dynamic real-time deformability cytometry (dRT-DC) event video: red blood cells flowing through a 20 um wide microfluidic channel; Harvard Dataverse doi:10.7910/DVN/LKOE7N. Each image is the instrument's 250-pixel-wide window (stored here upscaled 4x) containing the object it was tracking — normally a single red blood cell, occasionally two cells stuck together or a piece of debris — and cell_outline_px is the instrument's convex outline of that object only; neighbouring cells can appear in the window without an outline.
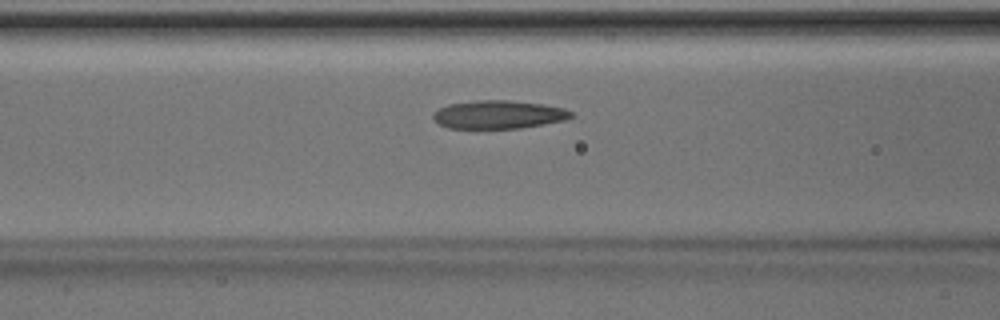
{"species": "Egyptian fruit bat (a non-hibernating species)", "species_latin": "Rousettus aegyptiacus", "temperature_condition": "room temperature", "stored_images_in_passage": 12, "camera_frame_rate_fps": 3000, "um_per_image_px": 0.085, "animal": {"sex": "male"}, "frame": {"image": 1, "passage_image": 10, "time_ms": 3.0, "image_size_px": [1000, 320], "cell_outline_px": [[572, 116], [568, 120], [520, 128], [448, 128], [440, 124], [432, 116], [432, 112], [448, 104], [476, 100], [508, 100], [544, 104], [564, 108], [572, 112]], "centroid_in_image_um": [42.39, 9.73], "position_along_channel_um": 124.2, "area_um2": 22.77}}